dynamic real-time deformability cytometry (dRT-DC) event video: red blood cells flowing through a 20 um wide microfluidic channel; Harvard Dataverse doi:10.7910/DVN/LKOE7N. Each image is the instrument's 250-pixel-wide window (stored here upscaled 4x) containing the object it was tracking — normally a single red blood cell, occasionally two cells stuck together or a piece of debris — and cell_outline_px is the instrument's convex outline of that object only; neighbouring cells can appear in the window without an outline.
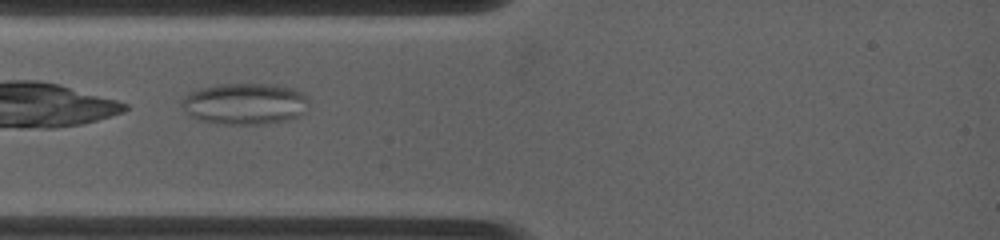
{"species": "common noctule bat (a hibernating species)", "species_latin": "Nyctalus noctula", "temperature_condition": "warm", "stored_images_in_passage": 5, "camera_frame_rate_fps": 4500, "um_per_image_px": 0.085, "animal": {"sex": "female", "body_mass_g": 19.0, "forearm_length_mm": 53.3}, "frame": {"image": 1, "passage_image": 2, "time_ms": 0.222, "image_size_px": [1000, 240], "cell_outline_px": [[308, 100], [300, 116], [288, 120], [264, 124], [220, 124], [196, 120], [188, 116], [180, 104], [180, 100], [188, 92], [200, 88], [216, 84], [276, 84], [296, 88]], "centroid_in_image_um": [20.74, 8.82], "position_along_channel_um": 64.3, "area_um2": 31.1}}